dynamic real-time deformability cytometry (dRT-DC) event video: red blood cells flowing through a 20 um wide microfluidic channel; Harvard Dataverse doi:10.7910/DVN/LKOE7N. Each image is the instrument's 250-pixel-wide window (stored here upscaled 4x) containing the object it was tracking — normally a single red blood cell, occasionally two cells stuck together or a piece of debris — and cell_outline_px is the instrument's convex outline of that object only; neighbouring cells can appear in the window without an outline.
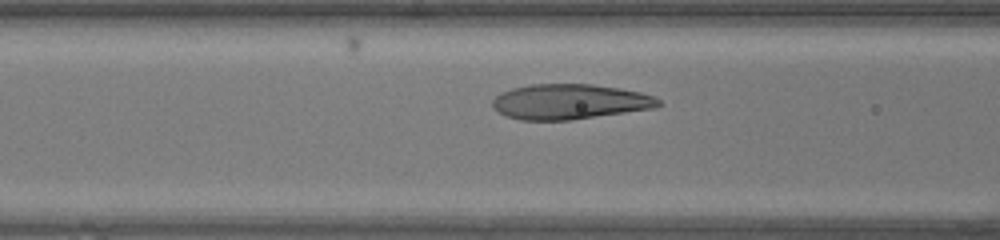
{"species": "human", "species_latin": "Homo sapiens", "temperature_condition": "warm", "stored_images_in_passage": 27, "camera_frame_rate_fps": 3000, "um_per_image_px": 0.085, "donor": {"sex": "female"}, "frame": {"image": 1, "passage_image": 7, "time_ms": 2.0, "image_size_px": [1000, 240], "cell_outline_px": [[660, 104], [656, 108], [568, 120], [520, 120], [496, 112], [492, 108], [492, 100], [500, 92], [512, 88], [528, 84], [592, 84], [620, 88], [640, 92], [656, 96], [660, 100]], "centroid_in_image_um": [48.4, 8.64], "position_along_channel_um": 118.2, "area_um2": 34.22}}
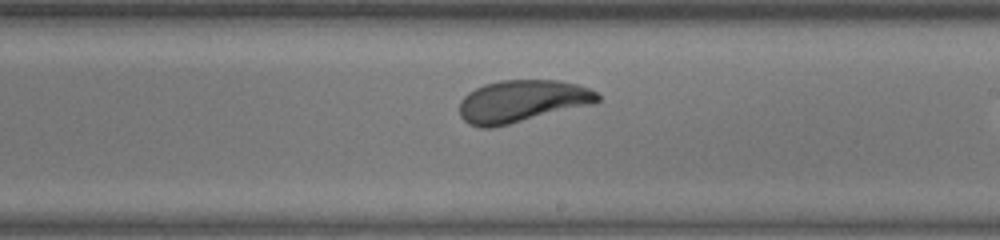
{"frame": {"image": 2, "passage_image": 16, "time_ms": 5.0, "image_size_px": [1000, 240], "cell_outline_px": [[600, 100], [592, 104], [492, 128], [480, 128], [468, 124], [460, 116], [460, 100], [468, 92], [484, 84], [500, 80], [560, 80], [576, 84], [588, 88], [596, 92], [600, 96]], "centroid_in_image_um": [44.33, 8.6], "position_along_channel_um": 244.7, "area_um2": 33.93}}
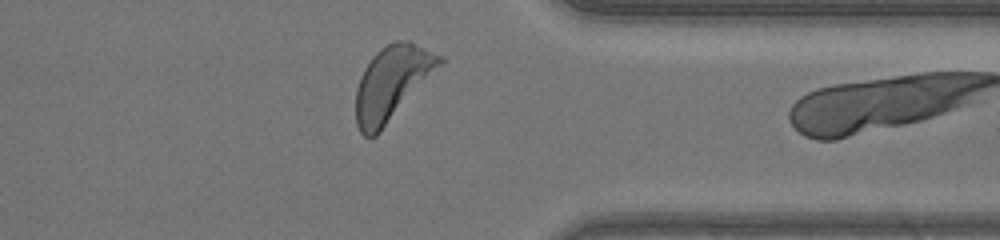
{"frame": {"image": 3, "passage_image": 26, "time_ms": 8.333, "image_size_px": [1000, 240], "cell_outline_px": [[444, 60], [380, 132], [376, 136], [364, 136], [360, 132], [356, 124], [356, 88], [360, 76], [364, 68], [372, 56], [380, 48], [396, 40], [408, 40], [444, 56]], "centroid_in_image_um": [33.28, 7.04], "position_along_channel_um": 378.1, "area_um2": 35.55}}